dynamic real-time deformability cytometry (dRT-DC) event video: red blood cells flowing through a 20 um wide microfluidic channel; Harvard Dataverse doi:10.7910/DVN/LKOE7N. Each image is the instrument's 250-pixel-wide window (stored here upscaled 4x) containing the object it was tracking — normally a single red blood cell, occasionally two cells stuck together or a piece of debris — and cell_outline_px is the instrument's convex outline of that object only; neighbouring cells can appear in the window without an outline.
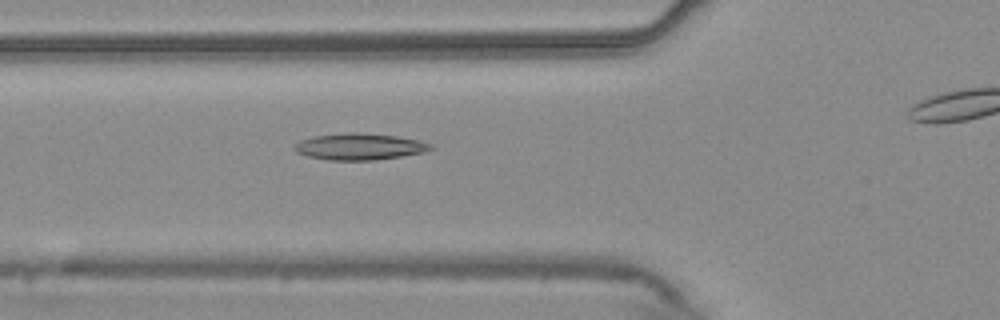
{"species": "common noctule bat (a hibernating species)", "species_latin": "Nyctalus noctula", "temperature_condition": "warm", "stored_images_in_passage": 48, "camera_frame_rate_fps": 3000, "um_per_image_px": 0.085, "animal": {"sex": "male", "body_mass_g": 20.4}, "frame": {"image": 1, "passage_image": 20, "time_ms": 6.333, "image_size_px": [1000, 320], "cell_outline_px": [[432, 148], [424, 152], [376, 160], [328, 160], [308, 156], [296, 152], [292, 148], [292, 144], [300, 140], [312, 136], [348, 132], [356, 132], [396, 136], [416, 140], [432, 144]], "centroid_in_image_um": [30.48, 12.46], "position_along_channel_um": 95.3, "area_um2": 21.04}}
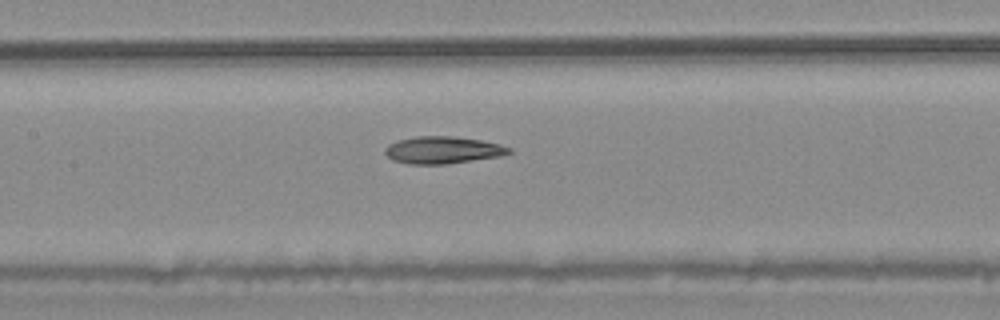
{"frame": {"image": 2, "passage_image": 26, "time_ms": 8.333, "image_size_px": [1000, 320], "cell_outline_px": [[512, 152], [500, 156], [444, 164], [408, 164], [392, 160], [384, 152], [384, 148], [388, 144], [396, 140], [416, 136], [456, 136], [480, 140], [500, 144], [512, 148]], "centroid_in_image_um": [37.6, 12.74], "position_along_channel_um": 169.8, "area_um2": 19.71}}
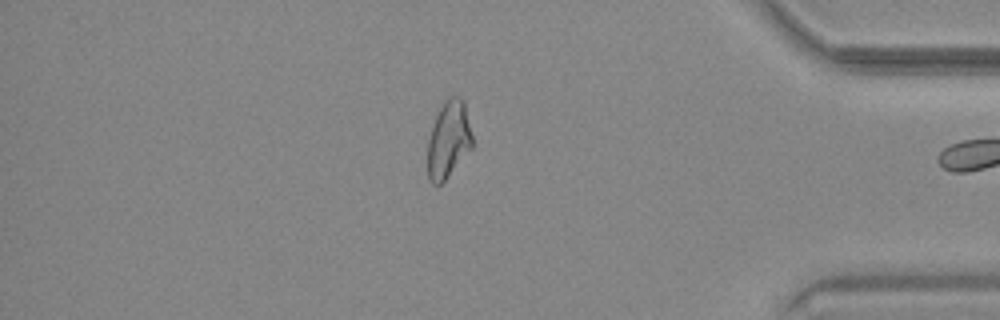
{"frame": {"image": 3, "passage_image": 47, "time_ms": 15.333, "image_size_px": [1000, 320], "cell_outline_px": [[472, 148], [444, 180], [440, 184], [432, 184], [428, 176], [428, 140], [436, 116], [444, 100], [448, 96], [456, 96], [464, 100], [472, 136]], "centroid_in_image_um": [38.13, 11.84], "position_along_channel_um": 397.1, "area_um2": 19.77}}